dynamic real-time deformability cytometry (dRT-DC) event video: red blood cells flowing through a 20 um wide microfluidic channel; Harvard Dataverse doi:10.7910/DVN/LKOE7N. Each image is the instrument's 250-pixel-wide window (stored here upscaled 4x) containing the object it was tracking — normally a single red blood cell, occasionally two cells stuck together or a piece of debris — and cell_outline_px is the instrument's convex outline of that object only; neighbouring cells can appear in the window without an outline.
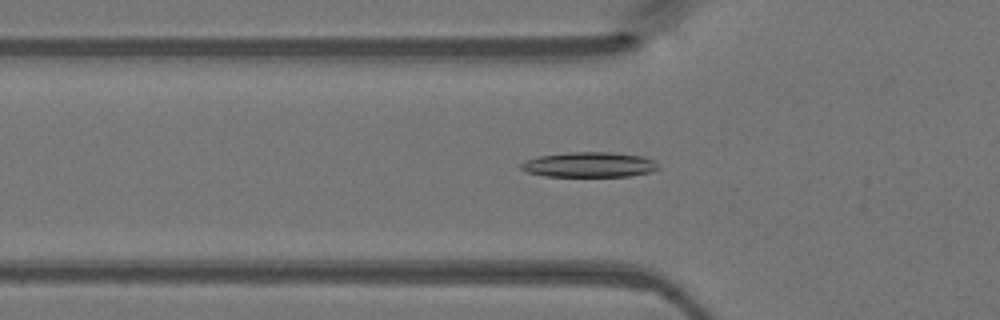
{"species": "Egyptian fruit bat (a non-hibernating species)", "species_latin": "Rousettus aegyptiacus", "temperature_condition": "warm", "stored_images_in_passage": 48, "camera_frame_rate_fps": 3000, "um_per_image_px": 0.085, "animal": {"sex": "female"}, "frame": {"image": 1, "passage_image": 16, "time_ms": 5.0, "image_size_px": [1000, 320], "cell_outline_px": [[660, 168], [652, 172], [628, 176], [544, 176], [528, 172], [520, 168], [520, 164], [524, 160], [536, 156], [568, 152], [612, 152], [644, 156], [656, 160]], "centroid_in_image_um": [50.11, 13.98], "position_along_channel_um": 75.7, "area_um2": 20.4}}
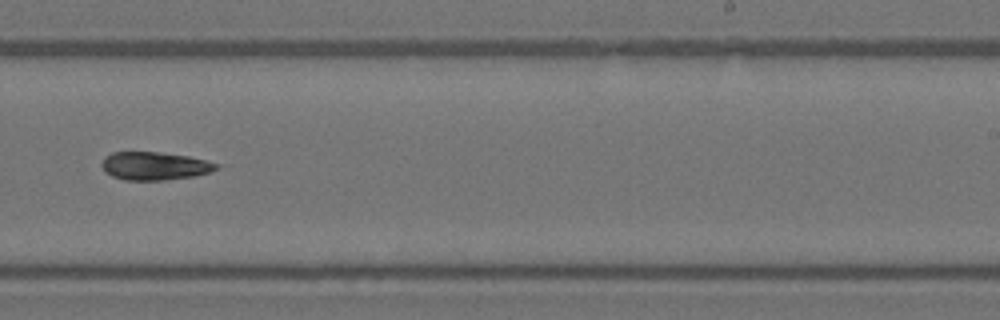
{"frame": {"image": 2, "passage_image": 30, "time_ms": 9.667, "image_size_px": [1000, 320], "cell_outline_px": [[220, 164], [216, 168], [208, 172], [192, 176], [164, 180], [124, 180], [112, 176], [104, 172], [100, 164], [104, 156], [112, 152], [160, 152], [188, 156]], "centroid_in_image_um": [13.06, 14.1], "position_along_channel_um": 275.9, "area_um2": 18.73}}
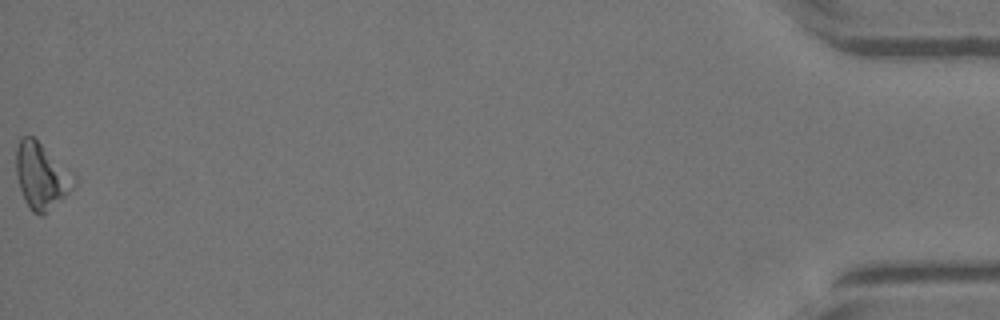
{"frame": {"image": 3, "passage_image": 48, "time_ms": 15.667, "image_size_px": [1000, 320], "cell_outline_px": [[76, 184], [44, 216], [40, 216], [32, 212], [28, 208], [24, 200], [20, 188], [16, 172], [16, 148], [20, 136], [32, 136], [76, 176]], "centroid_in_image_um": [3.49, 14.97], "position_along_channel_um": 431.7, "area_um2": 22.14}}